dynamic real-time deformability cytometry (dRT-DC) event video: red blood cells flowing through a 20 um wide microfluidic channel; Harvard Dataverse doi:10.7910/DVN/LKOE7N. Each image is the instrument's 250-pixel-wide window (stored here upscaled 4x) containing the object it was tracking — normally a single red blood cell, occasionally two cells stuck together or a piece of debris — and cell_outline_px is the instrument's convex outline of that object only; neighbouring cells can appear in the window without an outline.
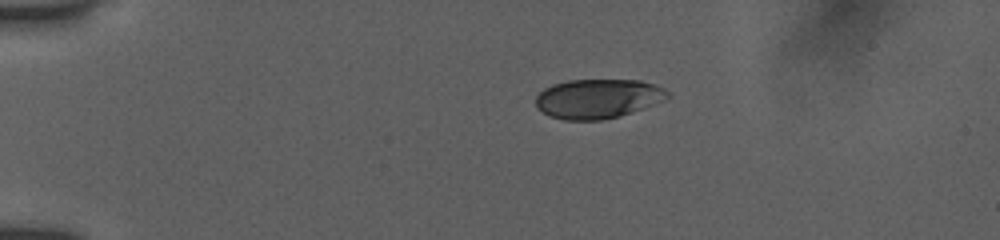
{"species": "human", "species_latin": "Homo sapiens", "temperature_condition": "room temperature", "stored_images_in_passage": 43, "camera_frame_rate_fps": 3000, "um_per_image_px": 0.085, "donor": {"sex": "female"}, "frame": {"image": 1, "passage_image": 1, "time_ms": 0.0, "image_size_px": [1000, 240], "cell_outline_px": [[668, 96], [664, 100], [644, 108], [620, 116], [600, 120], [564, 120], [552, 116], [536, 108], [536, 96], [544, 88], [552, 84], [568, 80], [640, 80], [664, 88], [668, 92]], "centroid_in_image_um": [50.8, 8.38], "position_along_channel_um": 34.2, "area_um2": 30.17}}
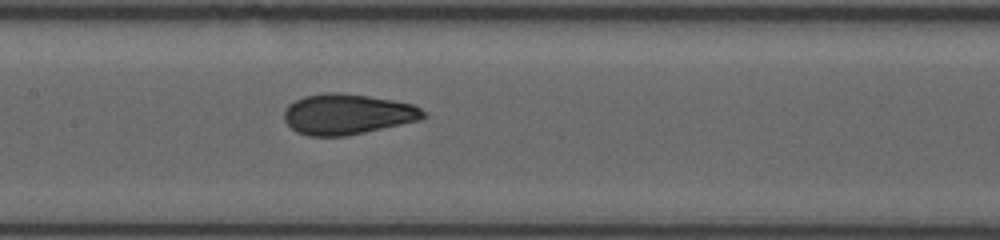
{"frame": {"image": 2, "passage_image": 17, "time_ms": 5.333, "image_size_px": [1000, 240], "cell_outline_px": [[428, 116], [420, 120], [348, 136], [308, 136], [296, 132], [284, 120], [284, 112], [288, 104], [304, 96], [324, 92], [332, 92], [368, 96], [392, 100], [412, 104], [420, 108]], "centroid_in_image_um": [29.51, 9.71], "position_along_channel_um": 177.9, "area_um2": 32.89}}
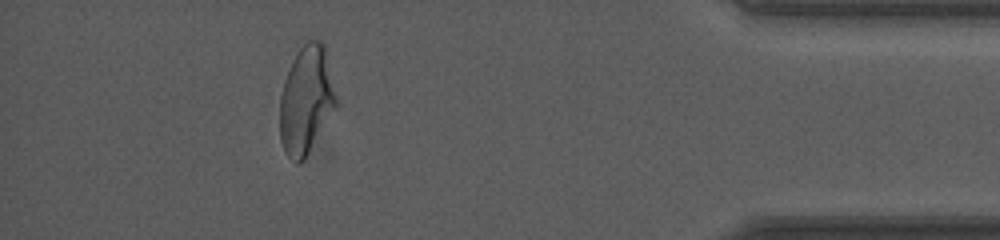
{"frame": {"image": 3, "passage_image": 38, "time_ms": 12.333, "image_size_px": [1000, 240], "cell_outline_px": [[336, 108], [304, 160], [296, 164], [284, 152], [280, 140], [280, 96], [284, 80], [292, 60], [296, 52], [308, 40], [320, 40], [324, 44], [336, 96]], "centroid_in_image_um": [26.01, 8.52], "position_along_channel_um": 409.2, "area_um2": 35.32}, "authors_computed_cell_mechanics": {"area_um2": 32.946, "velocity_mm_per_s": 3.9125, "shape_relaxation_time_tau1_ms": 6.3077, "shape_relaxation_time_tau2_ms": 0.8548, "deformation_change_tau1": 0.1847, "deformation_change_tau2": 0.0538}}